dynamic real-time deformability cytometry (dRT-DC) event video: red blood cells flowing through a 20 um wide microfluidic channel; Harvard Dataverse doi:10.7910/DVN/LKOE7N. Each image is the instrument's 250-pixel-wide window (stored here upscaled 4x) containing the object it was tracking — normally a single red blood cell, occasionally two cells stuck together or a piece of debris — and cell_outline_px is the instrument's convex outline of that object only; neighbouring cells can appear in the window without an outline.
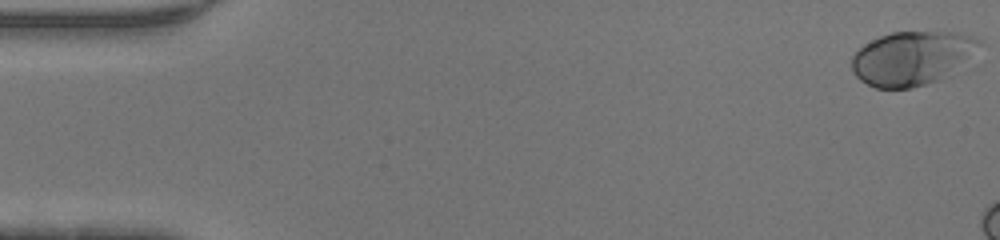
{"species": "human", "species_latin": "Homo sapiens", "temperature_condition": "warm", "stored_images_in_passage": 11, "camera_frame_rate_fps": 3000, "um_per_image_px": 0.085, "donor": {"sex": "male"}, "frame": {"image": 1, "passage_image": 1, "time_ms": 0.0, "image_size_px": [1000, 240], "cell_outline_px": [[984, 44], [948, 76], [940, 80], [912, 88], [876, 88], [860, 80], [856, 76], [852, 68], [852, 56], [864, 44], [880, 36], [892, 32], [956, 32], [976, 36], [984, 40]], "centroid_in_image_um": [77.56, 4.93], "position_along_channel_um": 7.4, "area_um2": 40.23}}